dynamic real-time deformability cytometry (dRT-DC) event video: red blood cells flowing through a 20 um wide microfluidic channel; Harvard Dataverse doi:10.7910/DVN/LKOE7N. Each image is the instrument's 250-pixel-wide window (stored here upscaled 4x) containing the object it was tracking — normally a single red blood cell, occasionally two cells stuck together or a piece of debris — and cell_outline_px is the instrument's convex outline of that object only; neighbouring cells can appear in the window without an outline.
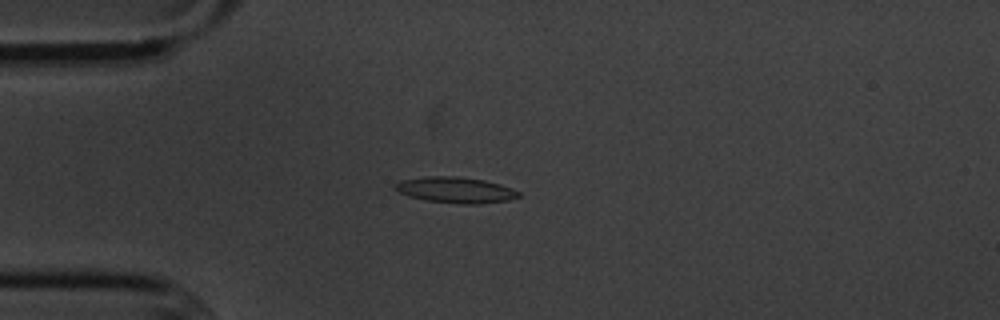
{"species": "common noctule bat (a hibernating species)", "species_latin": "Nyctalus noctula", "temperature_condition": "cold", "stored_images_in_passage": 55, "camera_frame_rate_fps": 3000, "um_per_image_px": 0.085, "animal": {"sex": "male", "body_mass_g": 20.1, "forearm_length_mm": 53.5}, "frame": {"image": 1, "passage_image": 14, "time_ms": 4.333, "image_size_px": [1000, 320], "cell_outline_px": [[520, 196], [508, 200], [480, 204], [464, 204], [424, 200], [408, 196], [400, 192], [396, 188], [396, 184], [400, 180], [424, 176], [456, 176], [484, 180], [500, 184], [520, 192]], "centroid_in_image_um": [38.73, 16.14], "position_along_channel_um": 46.3, "area_um2": 18.55}}
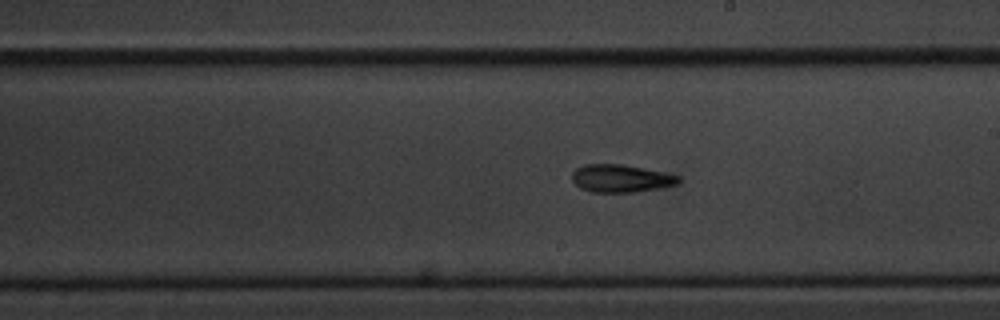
{"frame": {"image": 2, "passage_image": 31, "time_ms": 10.0, "image_size_px": [1000, 320], "cell_outline_px": [[680, 184], [660, 188], [636, 192], [592, 192], [580, 188], [572, 180], [572, 172], [576, 168], [584, 164], [620, 164], [644, 168], [680, 176]], "centroid_in_image_um": [52.78, 15.17], "position_along_channel_um": 236.2, "area_um2": 17.28}}
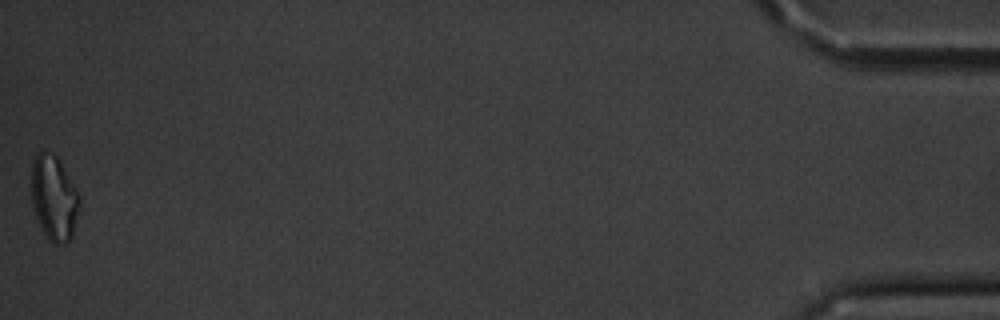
{"frame": {"image": 3, "passage_image": 55, "time_ms": 18.0, "image_size_px": [1000, 320], "cell_outline_px": [[80, 208], [72, 236], [64, 244], [52, 244], [48, 240], [36, 216], [32, 204], [32, 160], [36, 152], [40, 148], [52, 152], [60, 160], [80, 196]], "centroid_in_image_um": [4.59, 16.78], "position_along_channel_um": 430.6, "area_um2": 24.1}, "authors_computed_cell_mechanics": {"area_um2": 17.3978, "velocity_mm_per_s": 3.6204, "shape_relaxation_time_tau1_ms": 8.5761, "shape_relaxation_time_tau2_ms": 6.6495, "deformation_change_tau1": 0.1817, "deformation_change_tau2": 0.1643}}